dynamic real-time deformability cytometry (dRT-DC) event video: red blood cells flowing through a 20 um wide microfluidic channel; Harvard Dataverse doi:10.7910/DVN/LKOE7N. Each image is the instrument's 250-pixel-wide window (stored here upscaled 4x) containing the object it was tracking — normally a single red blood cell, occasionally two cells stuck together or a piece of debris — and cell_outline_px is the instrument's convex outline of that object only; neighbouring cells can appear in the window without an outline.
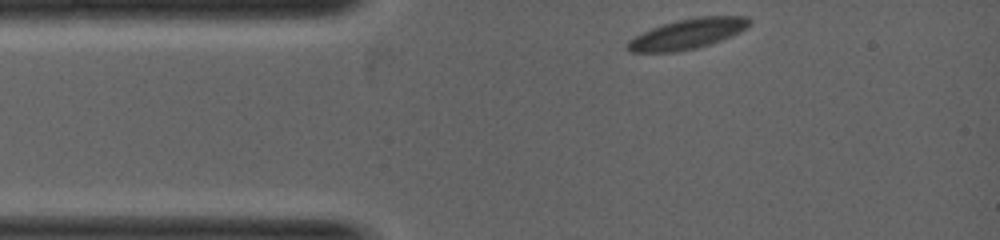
{"species": "common noctule bat (a hibernating species)", "species_latin": "Nyctalus noctula", "temperature_condition": "warm", "stored_images_in_passage": 2, "camera_frame_rate_fps": 5000, "um_per_image_px": 0.085, "animal": {"sex": "female", "body_mass_g": 19.0, "forearm_length_mm": 53.3}, "frame": {"image": 1, "passage_image": 1, "time_ms": 0.0, "image_size_px": [1000, 240], "cell_outline_px": [[752, 24], [740, 32], [732, 36], [696, 48], [676, 52], [628, 52], [624, 48], [624, 44], [628, 40], [652, 28], [676, 20], [696, 16], [748, 16], [752, 20]], "centroid_in_image_um": [58.44, 2.87], "position_along_channel_um": 26.6, "area_um2": 21.62}}
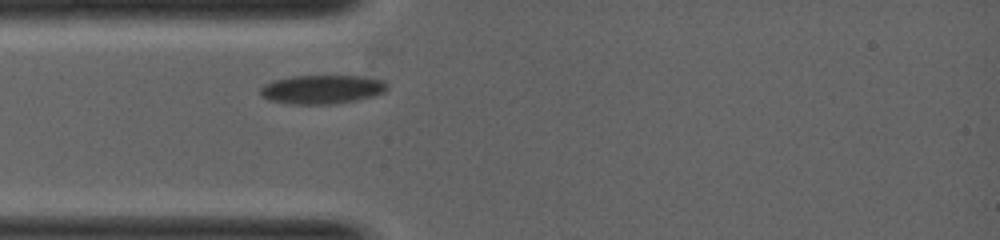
{"frame": {"image": 2, "passage_image": 2, "time_ms": 0.8, "image_size_px": [1000, 240], "cell_outline_px": [[388, 88], [384, 92], [372, 96], [356, 100], [336, 104], [288, 104], [268, 100], [260, 96], [260, 88], [264, 84], [272, 80], [292, 76], [356, 76], [384, 80], [388, 84]], "centroid_in_image_um": [27.33, 7.6], "position_along_channel_um": 57.7, "area_um2": 21.5}}